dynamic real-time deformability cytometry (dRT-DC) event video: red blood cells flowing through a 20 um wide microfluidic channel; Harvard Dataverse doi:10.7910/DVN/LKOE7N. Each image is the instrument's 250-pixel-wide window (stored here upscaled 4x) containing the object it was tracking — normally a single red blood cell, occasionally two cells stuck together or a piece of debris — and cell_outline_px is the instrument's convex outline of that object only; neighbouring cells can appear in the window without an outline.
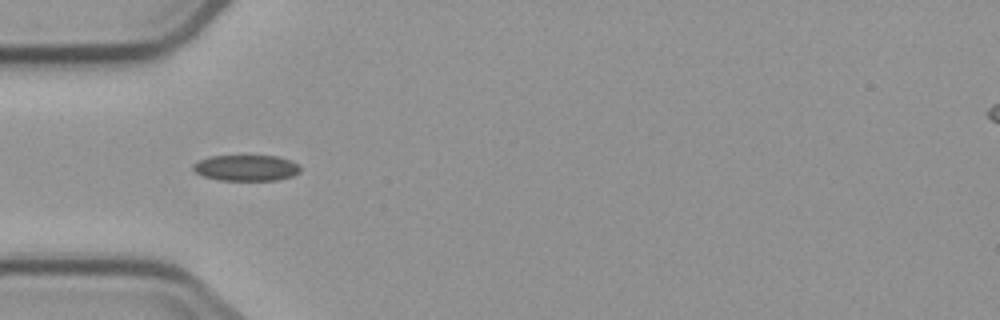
{"species": "common noctule bat (a hibernating species)", "species_latin": "Nyctalus noctula", "temperature_condition": "cold", "stored_images_in_passage": 5, "camera_frame_rate_fps": 3000, "um_per_image_px": 0.085, "animal": {"sex": "male", "body_mass_g": 23.1, "forearm_length_mm": 52.7}, "frame": {"image": 1, "passage_image": 1, "time_ms": 0.0, "image_size_px": [1000, 320], "cell_outline_px": [[300, 172], [292, 176], [276, 180], [220, 180], [204, 176], [196, 172], [192, 168], [192, 164], [208, 156], [276, 156], [292, 160], [300, 164]], "centroid_in_image_um": [20.95, 14.26], "position_along_channel_um": 64.0, "area_um2": 16.24}}
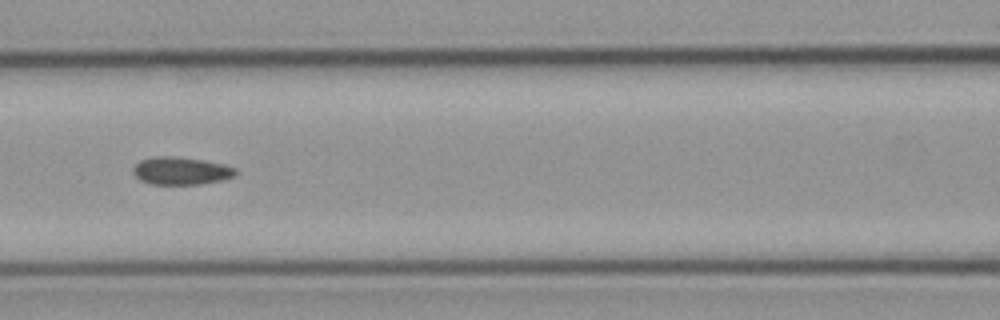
{"frame": {"image": 2, "passage_image": 3, "time_ms": 2.333, "image_size_px": [1000, 320], "cell_outline_px": [[236, 172], [232, 176], [220, 180], [200, 184], [152, 184], [140, 180], [132, 172], [132, 168], [140, 160], [156, 156], [176, 156], [204, 160], [224, 164], [236, 168]], "centroid_in_image_um": [15.35, 14.51], "position_along_channel_um": 151.2, "area_um2": 16.47}}
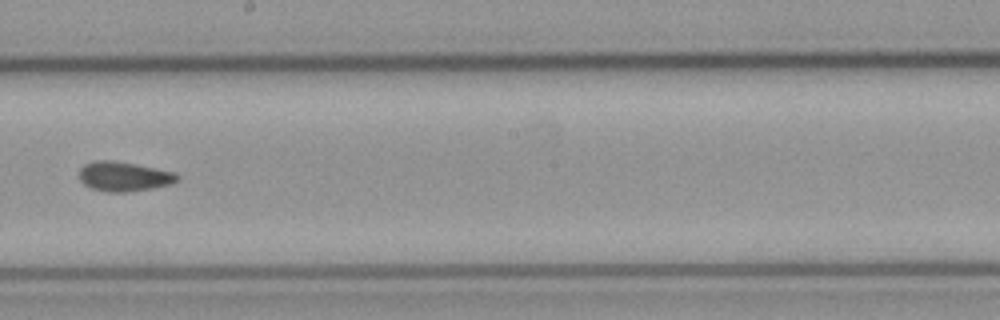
{"frame": {"image": 3, "passage_image": 5, "time_ms": 4.667, "image_size_px": [1000, 320], "cell_outline_px": [[180, 176], [176, 180], [168, 184], [152, 188], [124, 192], [108, 192], [92, 188], [84, 184], [80, 180], [80, 168], [84, 164], [96, 160], [112, 160], [136, 164], [172, 172]], "centroid_in_image_um": [10.48, 14.99], "position_along_channel_um": 237.7, "area_um2": 16.59}}